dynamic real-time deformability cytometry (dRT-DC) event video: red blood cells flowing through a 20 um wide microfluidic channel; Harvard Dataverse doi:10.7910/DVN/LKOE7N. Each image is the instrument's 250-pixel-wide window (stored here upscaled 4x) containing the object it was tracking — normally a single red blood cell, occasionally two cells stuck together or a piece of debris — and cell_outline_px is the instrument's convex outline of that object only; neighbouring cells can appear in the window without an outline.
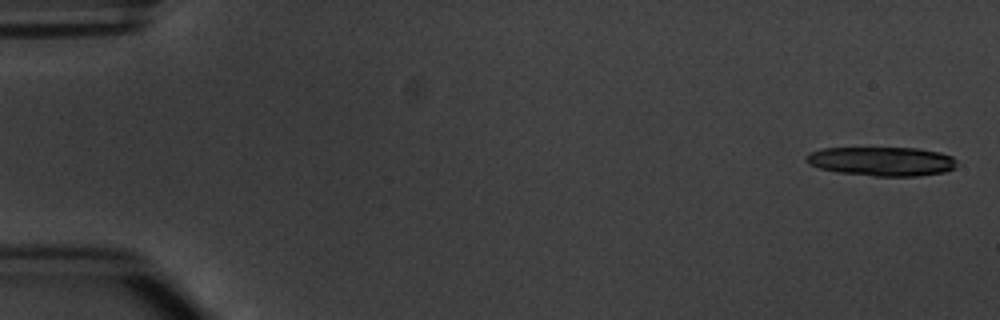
{"species": "common noctule bat (a hibernating species)", "species_latin": "Nyctalus noctula", "temperature_condition": "warm", "stored_images_in_passage": 7, "segment_of_instrument_passage": [2, 2], "camera_frame_rate_fps": 3000, "um_per_image_px": 0.085, "animal": {"sex": "male", "body_mass_g": 20.1, "forearm_length_mm": 53.5}, "frame": {"image": 1, "passage_image": 7, "time_ms": 7.333, "image_size_px": [1000, 320], "cell_outline_px": [[960, 164], [956, 168], [944, 172], [920, 176], [872, 176], [840, 172], [820, 168], [808, 164], [804, 160], [808, 152], [824, 148], [920, 148], [940, 152], [952, 156]], "centroid_in_image_um": [74.99, 13.71], "position_along_channel_um": 10.0, "area_um2": 25.84}}